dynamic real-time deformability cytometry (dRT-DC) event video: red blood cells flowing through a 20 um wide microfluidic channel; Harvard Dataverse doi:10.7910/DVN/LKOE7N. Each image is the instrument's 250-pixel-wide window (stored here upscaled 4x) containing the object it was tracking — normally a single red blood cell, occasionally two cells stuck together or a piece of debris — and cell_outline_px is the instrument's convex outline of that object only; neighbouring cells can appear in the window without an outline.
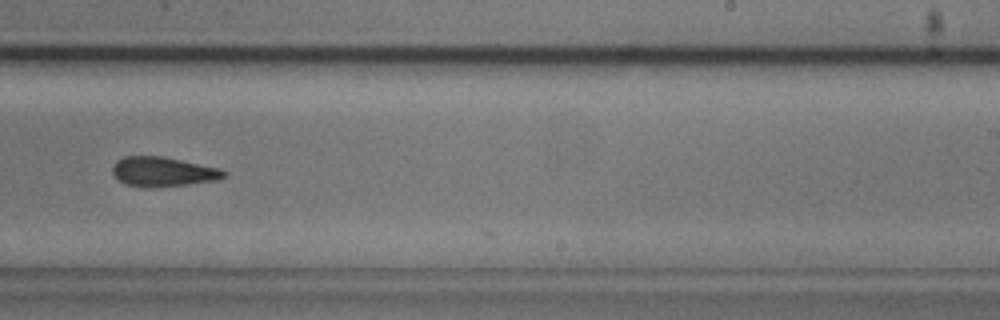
{"species": "common noctule bat (a hibernating species)", "species_latin": "Nyctalus noctula", "temperature_condition": "cold", "stored_images_in_passage": 19, "camera_frame_rate_fps": 3000, "um_per_image_px": 0.085, "animal": {"sex": "male", "body_mass_g": 20.5, "forearm_length_mm": 52.5}, "frame": {"image": 1, "passage_image": 18, "time_ms": 5.667, "image_size_px": [1000, 320], "cell_outline_px": [[228, 176], [216, 180], [188, 184], [152, 188], [148, 188], [124, 184], [112, 172], [112, 168], [116, 160], [124, 156], [164, 156], [220, 168], [228, 172]], "centroid_in_image_um": [13.88, 14.59], "position_along_channel_um": 275.1, "area_um2": 19.42}}